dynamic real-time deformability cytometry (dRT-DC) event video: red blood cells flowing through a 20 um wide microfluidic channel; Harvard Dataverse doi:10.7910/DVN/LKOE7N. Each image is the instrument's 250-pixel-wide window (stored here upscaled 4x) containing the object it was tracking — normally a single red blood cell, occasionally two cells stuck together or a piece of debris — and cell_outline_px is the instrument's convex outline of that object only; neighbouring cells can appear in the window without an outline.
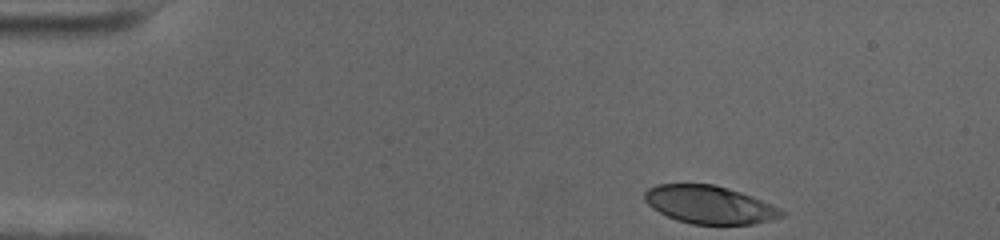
{"species": "human", "species_latin": "Homo sapiens", "temperature_condition": "cold", "stored_images_in_passage": 42, "camera_frame_rate_fps": 3000, "um_per_image_px": 0.085, "donor": {"sex": "female"}, "frame": {"image": 1, "passage_image": 1, "time_ms": 0.0, "image_size_px": [1000, 240], "cell_outline_px": [[788, 212], [784, 216], [772, 220], [752, 224], [692, 224], [676, 220], [652, 208], [644, 200], [644, 192], [648, 188], [656, 184], [712, 184], [728, 188], [752, 196], [772, 204]], "centroid_in_image_um": [60.33, 17.4], "position_along_channel_um": 24.7, "area_um2": 30.4}}
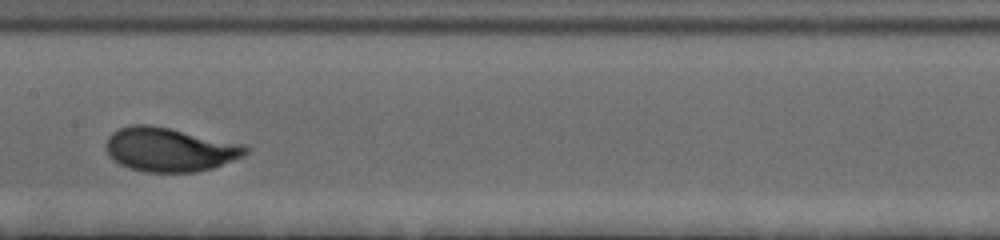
{"frame": {"image": 2, "passage_image": 23, "time_ms": 7.333, "image_size_px": [1000, 240], "cell_outline_px": [[248, 152], [244, 156], [212, 168], [196, 172], [148, 172], [132, 168], [120, 164], [108, 156], [108, 136], [112, 132], [120, 128], [132, 124], [148, 124], [172, 128], [248, 144]], "centroid_in_image_um": [14.49, 12.69], "position_along_channel_um": 192.9, "area_um2": 35.95}}
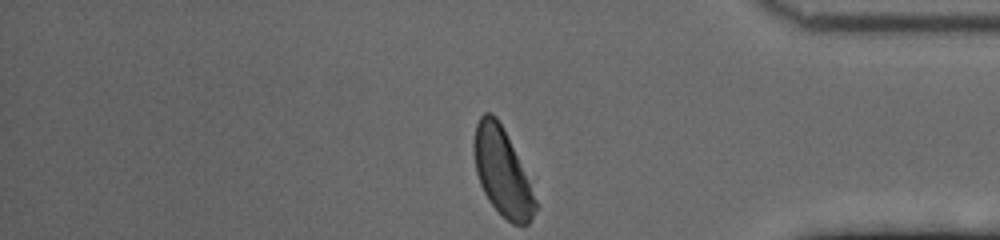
{"frame": {"image": 3, "passage_image": 42, "time_ms": 13.667, "image_size_px": [1000, 240], "cell_outline_px": [[536, 208], [528, 224], [512, 224], [488, 200], [480, 184], [476, 172], [472, 144], [476, 124], [480, 116], [484, 112], [492, 112], [496, 116], [504, 128], [528, 180], [536, 200]], "centroid_in_image_um": [42.65, 14.56], "position_along_channel_um": 392.6, "area_um2": 30.81}, "authors_computed_cell_mechanics": {"area_um2": 34.2176, "velocity_mm_per_s": 3.4439, "shape_relaxation_time_tau1_ms": 2.9935, "shape_relaxation_time_tau2_ms": null, "deformation_change_tau1": 0.1514, "deformation_change_tau2": null}}